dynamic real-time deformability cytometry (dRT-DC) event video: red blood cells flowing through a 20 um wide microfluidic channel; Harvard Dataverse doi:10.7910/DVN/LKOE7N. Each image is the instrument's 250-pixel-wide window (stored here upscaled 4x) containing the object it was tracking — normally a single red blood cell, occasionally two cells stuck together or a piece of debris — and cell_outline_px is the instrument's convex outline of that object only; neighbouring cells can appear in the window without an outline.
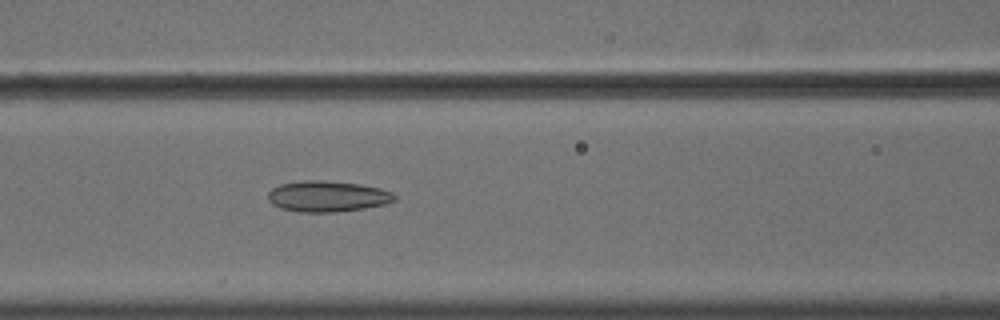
{"species": "common noctule bat (a hibernating species)", "species_latin": "Nyctalus noctula", "temperature_condition": "cold", "stored_images_in_passage": 55, "camera_frame_rate_fps": 3000, "um_per_image_px": 0.085, "animal": {"sex": "male", "body_mass_g": 18.8}, "frame": {"image": 1, "passage_image": 24, "time_ms": 7.667, "image_size_px": [1000, 320], "cell_outline_px": [[396, 200], [388, 204], [364, 208], [336, 212], [296, 212], [280, 208], [272, 204], [268, 200], [268, 192], [272, 188], [280, 184], [304, 180], [324, 180], [360, 184], [380, 188], [392, 192], [396, 196]], "centroid_in_image_um": [27.83, 16.69], "position_along_channel_um": 138.8, "area_um2": 23.06}}
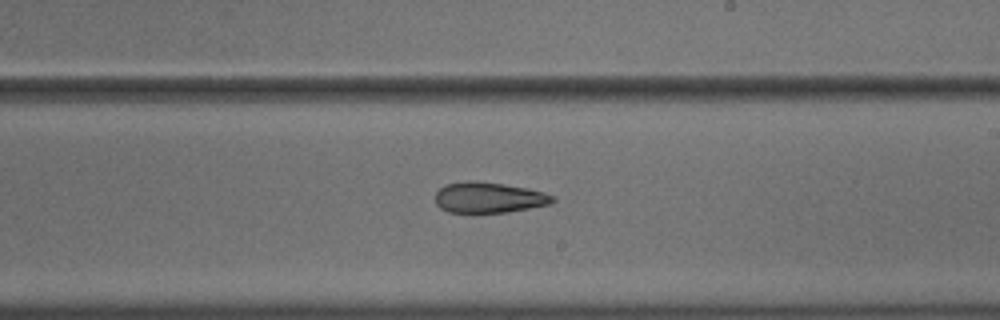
{"frame": {"image": 2, "passage_image": 33, "time_ms": 10.667, "image_size_px": [1000, 320], "cell_outline_px": [[556, 200], [552, 204], [508, 212], [448, 212], [440, 208], [436, 204], [436, 192], [444, 184], [464, 180], [476, 180], [504, 184], [528, 188], [544, 192], [556, 196]], "centroid_in_image_um": [41.57, 16.77], "position_along_channel_um": 247.4, "area_um2": 21.33}}
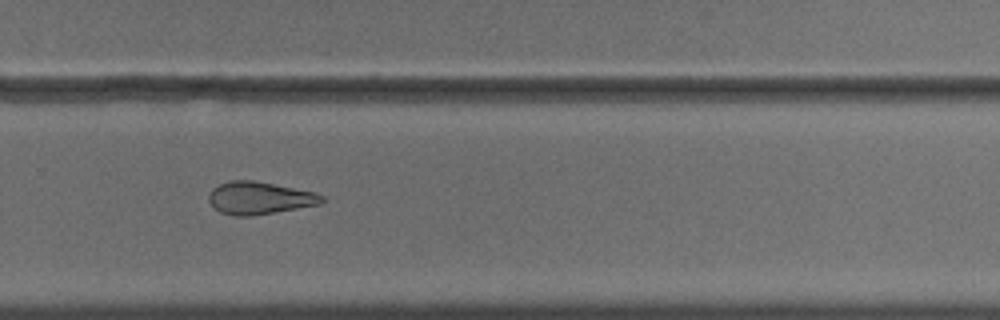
{"frame": {"image": 3, "passage_image": 38, "time_ms": 12.333, "image_size_px": [1000, 320], "cell_outline_px": [[324, 200], [320, 204], [252, 216], [236, 216], [220, 212], [208, 200], [208, 196], [212, 188], [228, 180], [252, 180], [316, 192], [324, 196]], "centroid_in_image_um": [22.05, 16.82], "position_along_channel_um": 307.8, "area_um2": 21.33}, "authors_computed_cell_mechanics": {"area_um2": 24.3916, "velocity_mm_per_s": 3.6248, "shape_relaxation_time_tau1_ms": null, "shape_relaxation_time_tau2_ms": 5.96, "deformation_change_tau1": null, "deformation_change_tau2": 0.1628}}